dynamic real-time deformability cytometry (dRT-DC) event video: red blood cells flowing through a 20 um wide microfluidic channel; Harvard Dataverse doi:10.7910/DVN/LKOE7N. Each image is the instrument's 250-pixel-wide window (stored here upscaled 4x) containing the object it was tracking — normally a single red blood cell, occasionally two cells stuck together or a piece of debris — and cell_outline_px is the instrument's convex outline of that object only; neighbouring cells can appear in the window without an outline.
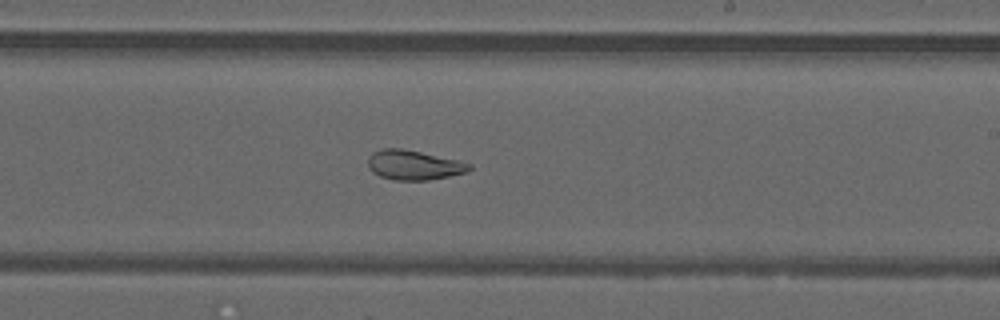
{"species": "common noctule bat (a hibernating species)", "species_latin": "Nyctalus noctula", "temperature_condition": "warm", "stored_images_in_passage": 41, "camera_frame_rate_fps": 3000, "um_per_image_px": 0.085, "animal": {"sex": "male", "forearm_length_mm": 52.5}, "frame": {"image": 1, "passage_image": 24, "time_ms": 7.667, "image_size_px": [1000, 320], "cell_outline_px": [[472, 168], [468, 172], [428, 180], [392, 180], [380, 176], [372, 172], [368, 168], [368, 156], [372, 152], [384, 148], [400, 148], [420, 152], [456, 160], [472, 164]], "centroid_in_image_um": [35.14, 14.03], "position_along_channel_um": 253.9, "area_um2": 17.46}}
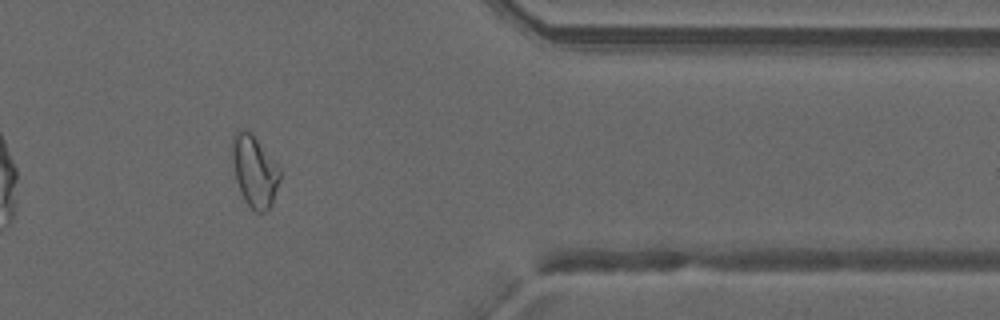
{"frame": {"image": 2, "passage_image": 35, "time_ms": 11.333, "image_size_px": [1000, 320], "cell_outline_px": [[280, 180], [272, 204], [264, 212], [256, 212], [244, 200], [236, 180], [232, 160], [232, 136], [240, 128], [248, 128], [252, 132], [280, 168]], "centroid_in_image_um": [21.63, 14.49], "position_along_channel_um": 389.8, "area_um2": 20.0}}